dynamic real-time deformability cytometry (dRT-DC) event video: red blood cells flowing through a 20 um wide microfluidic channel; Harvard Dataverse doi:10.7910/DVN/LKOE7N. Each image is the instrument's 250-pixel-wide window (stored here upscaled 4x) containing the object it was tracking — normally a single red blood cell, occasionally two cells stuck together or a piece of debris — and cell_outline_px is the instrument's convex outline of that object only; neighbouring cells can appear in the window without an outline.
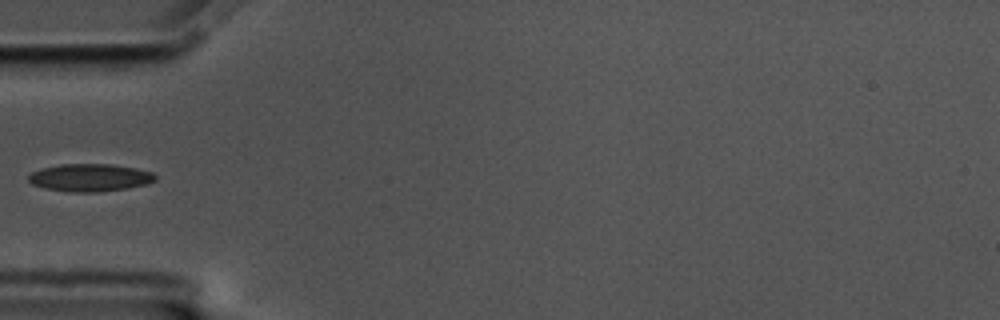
{"species": "common noctule bat (a hibernating species)", "species_latin": "Nyctalus noctula", "temperature_condition": "cold", "stored_images_in_passage": 35, "camera_frame_rate_fps": 3000, "um_per_image_px": 0.085, "animal": {"sex": "male", "body_mass_g": 17.5, "forearm_length_mm": 52.3}, "frame": {"image": 1, "passage_image": 1, "time_ms": 0.0, "image_size_px": [1000, 320], "cell_outline_px": [[156, 180], [148, 184], [128, 188], [96, 192], [72, 192], [44, 188], [32, 184], [28, 180], [28, 176], [32, 172], [40, 168], [60, 164], [112, 164], [136, 168], [152, 172], [156, 176]], "centroid_in_image_um": [7.65, 15.09], "position_along_channel_um": 77.4, "area_um2": 20.52}}
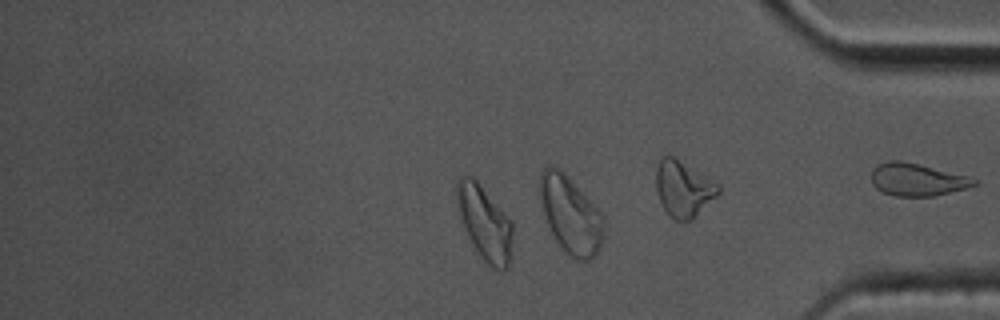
{"frame": {"image": 2, "passage_image": 25, "time_ms": 8.0, "image_size_px": [1000, 320], "cell_outline_px": [[512, 256], [508, 268], [500, 272], [492, 268], [480, 256], [472, 244], [468, 236], [460, 212], [456, 192], [456, 184], [460, 176], [472, 176], [476, 180], [512, 220]], "centroid_in_image_um": [41.25, 19.0], "position_along_channel_um": 394.0, "area_um2": 24.04}}